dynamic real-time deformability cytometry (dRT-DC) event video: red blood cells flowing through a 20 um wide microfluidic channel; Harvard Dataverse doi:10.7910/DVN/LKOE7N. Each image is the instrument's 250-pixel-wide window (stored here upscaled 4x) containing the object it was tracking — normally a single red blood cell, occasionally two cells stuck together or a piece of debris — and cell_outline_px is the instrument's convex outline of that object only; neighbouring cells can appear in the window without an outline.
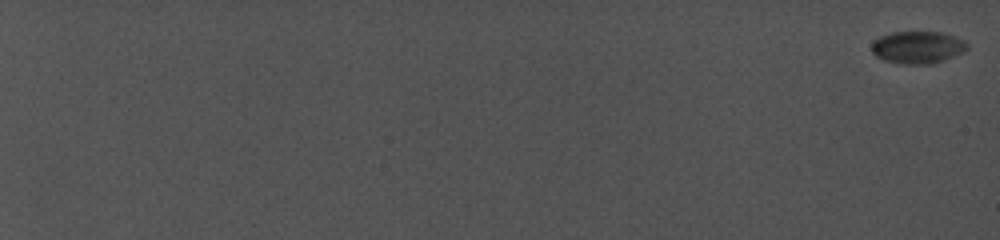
{"species": "common noctule bat (a hibernating species)", "species_latin": "Nyctalus noctula", "temperature_condition": "cold", "stored_images_in_passage": 44, "camera_frame_rate_fps": 5000, "um_per_image_px": 0.085, "animal": {"sex": "female", "body_mass_g": 19.0, "forearm_length_mm": 56.7}, "frame": {"image": 1, "passage_image": 1, "time_ms": 0.0, "image_size_px": [1000, 240], "cell_outline_px": [[968, 48], [964, 52], [944, 60], [928, 64], [900, 64], [884, 60], [876, 56], [872, 52], [872, 40], [880, 36], [892, 32], [940, 32], [964, 40], [968, 44]], "centroid_in_image_um": [77.98, 4.02], "position_along_channel_um": 7.0, "area_um2": 18.03}}
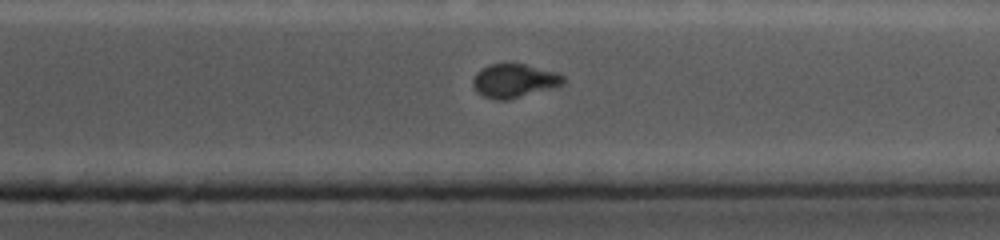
{"frame": {"image": 2, "passage_image": 40, "time_ms": 17.6, "image_size_px": [1000, 240], "cell_outline_px": [[564, 84], [508, 100], [496, 100], [484, 96], [476, 88], [472, 80], [476, 72], [480, 68], [488, 64], [512, 60], [560, 72], [564, 76]], "centroid_in_image_um": [43.73, 6.79], "position_along_channel_um": 367.7, "area_um2": 18.32}}
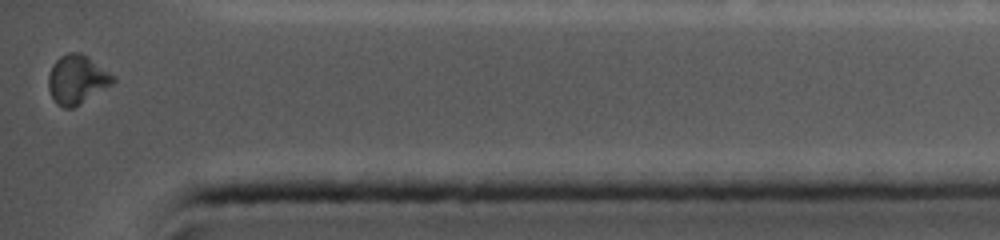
{"frame": {"image": 3, "passage_image": 44, "time_ms": 19.2, "image_size_px": [1000, 240], "cell_outline_px": [[116, 80], [112, 84], [72, 108], [64, 108], [56, 104], [48, 88], [48, 76], [52, 64], [60, 56], [68, 52], [80, 52], [88, 56], [116, 76]], "centroid_in_image_um": [6.54, 6.73], "position_along_channel_um": 428.7, "area_um2": 18.44}, "authors_computed_cell_mechanics": {"area_um2": 18.4093, "velocity_mm_per_s": 3.9163, "shape_relaxation_time_tau1_ms": 11.0652, "shape_relaxation_time_tau2_ms": 0.8697, "deformation_change_tau1": 0.118, "deformation_change_tau2": 0.0464}}